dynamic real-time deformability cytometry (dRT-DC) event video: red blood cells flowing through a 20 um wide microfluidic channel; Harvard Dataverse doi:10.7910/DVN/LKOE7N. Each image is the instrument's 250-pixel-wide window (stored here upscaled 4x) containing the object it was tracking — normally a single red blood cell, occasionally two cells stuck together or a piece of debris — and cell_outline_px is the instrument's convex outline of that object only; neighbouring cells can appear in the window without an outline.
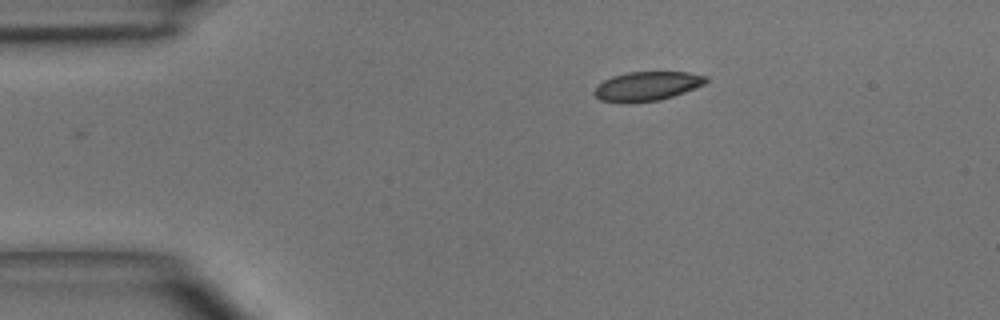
{"species": "common noctule bat (a hibernating species)", "species_latin": "Nyctalus noctula", "temperature_condition": "room temperature", "stored_images_in_passage": 4, "camera_frame_rate_fps": 3000, "um_per_image_px": 0.085, "animal": {"sex": "male", "body_mass_g": 15.6}, "frame": {"image": 1, "passage_image": 1, "time_ms": 0.0, "image_size_px": [1000, 320], "cell_outline_px": [[708, 80], [704, 84], [696, 88], [660, 100], [632, 104], [628, 104], [600, 100], [592, 92], [604, 80], [612, 76], [628, 72], [688, 72], [708, 76]], "centroid_in_image_um": [55.0, 7.34], "position_along_channel_um": 30.0, "area_um2": 19.19}}
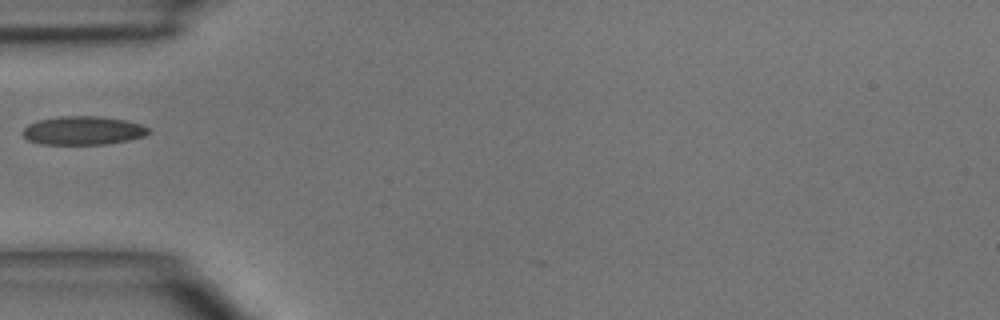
{"frame": {"image": 2, "passage_image": 3, "time_ms": 2.333, "image_size_px": [1000, 320], "cell_outline_px": [[152, 132], [144, 136], [128, 140], [108, 144], [40, 144], [28, 140], [24, 136], [24, 128], [28, 124], [36, 120], [64, 116], [96, 116], [128, 120], [140, 124], [148, 128]], "centroid_in_image_um": [7.08, 11.09], "position_along_channel_um": 77.9, "area_um2": 20.98}}